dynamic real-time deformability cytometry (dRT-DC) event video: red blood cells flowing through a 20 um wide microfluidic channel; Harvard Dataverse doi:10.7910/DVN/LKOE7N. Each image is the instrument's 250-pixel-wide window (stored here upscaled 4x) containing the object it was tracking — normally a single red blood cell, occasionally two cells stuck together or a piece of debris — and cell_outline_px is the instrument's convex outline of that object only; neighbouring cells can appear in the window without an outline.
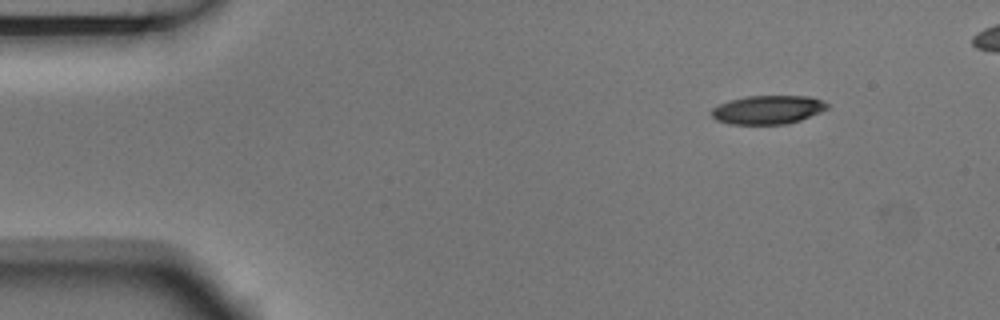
{"species": "Egyptian fruit bat (a non-hibernating species)", "species_latin": "Rousettus aegyptiacus", "temperature_condition": "room temperature", "stored_images_in_passage": 7, "camera_frame_rate_fps": 3000, "um_per_image_px": 0.085, "animal": {"sex": "male"}, "frame": {"image": 1, "passage_image": 1, "time_ms": 0.0, "image_size_px": [1000, 320], "cell_outline_px": [[828, 108], [820, 112], [800, 120], [788, 124], [728, 124], [716, 120], [708, 112], [712, 108], [728, 100], [748, 96], [808, 96], [824, 100], [828, 104]], "centroid_in_image_um": [65.24, 9.33], "position_along_channel_um": 19.8, "area_um2": 19.48}}
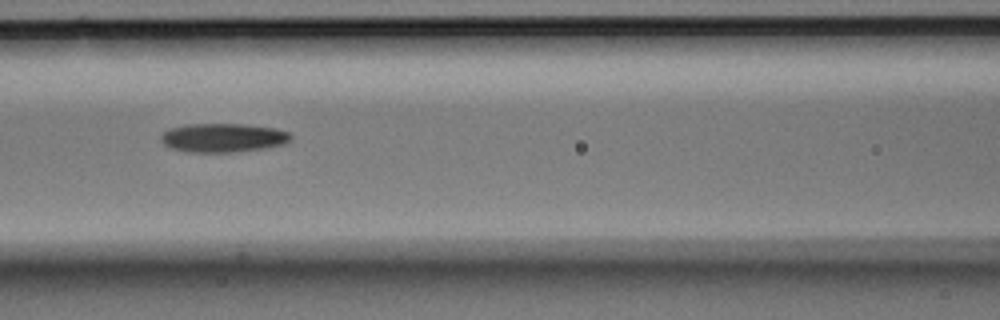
{"frame": {"image": 2, "passage_image": 6, "time_ms": 1.667, "image_size_px": [1000, 320], "cell_outline_px": [[292, 136], [284, 144], [264, 148], [232, 152], [188, 152], [172, 148], [164, 144], [160, 140], [160, 136], [168, 128], [188, 124], [244, 124], [276, 128], [288, 132]], "centroid_in_image_um": [18.93, 11.7], "position_along_channel_um": 147.7, "area_um2": 21.79}}
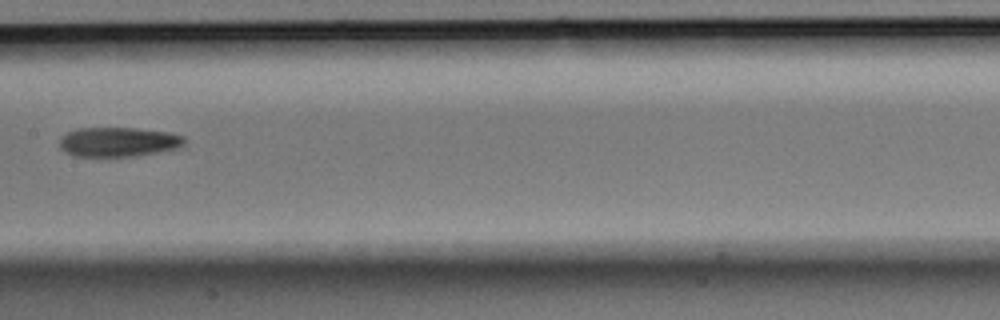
{"frame": {"image": 3, "passage_image": 7, "time_ms": 2.0, "image_size_px": [1000, 320], "cell_outline_px": [[184, 144], [176, 148], [136, 156], [76, 156], [60, 148], [60, 140], [68, 132], [76, 128], [136, 128], [168, 132], [184, 136]], "centroid_in_image_um": [10.07, 12.05], "position_along_channel_um": 197.3, "area_um2": 21.15}}